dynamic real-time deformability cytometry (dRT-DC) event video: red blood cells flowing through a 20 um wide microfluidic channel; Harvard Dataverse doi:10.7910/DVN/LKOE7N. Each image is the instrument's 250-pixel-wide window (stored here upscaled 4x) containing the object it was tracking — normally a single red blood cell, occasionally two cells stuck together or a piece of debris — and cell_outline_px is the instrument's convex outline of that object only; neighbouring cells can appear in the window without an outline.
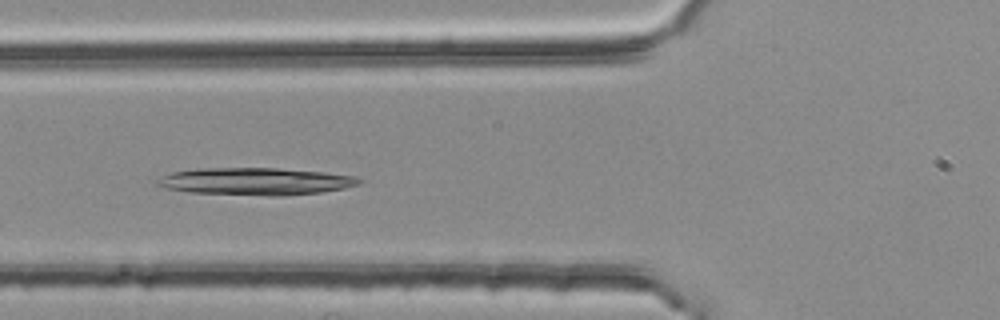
{"species": "common noctule bat (a hibernating species)", "species_latin": "Nyctalus noctula", "temperature_condition": "room temperature", "stored_images_in_passage": 36, "camera_frame_rate_fps": 3000, "um_per_image_px": 0.085, "animal": {"sex": "female", "body_mass_g": 25.1}, "frame": {"image": 1, "passage_image": 6, "time_ms": 1.667, "image_size_px": [1000, 320], "cell_outline_px": [[364, 180], [360, 184], [344, 188], [320, 192], [280, 196], [268, 196], [188, 192], [168, 188], [156, 184], [156, 180], [172, 172], [196, 168], [276, 168], [320, 172], [356, 176]], "centroid_in_image_um": [21.74, 15.42], "position_along_channel_um": 104.1, "area_um2": 31.96}}
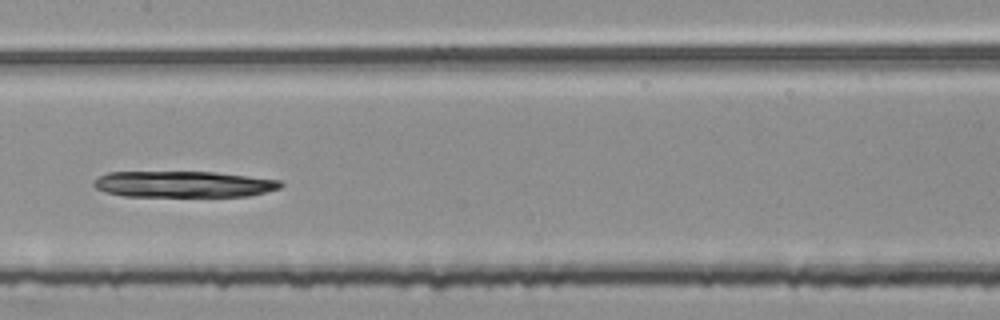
{"frame": {"image": 2, "passage_image": 13, "time_ms": 4.0, "image_size_px": [1000, 320], "cell_outline_px": [[284, 184], [280, 188], [248, 196], [124, 196], [104, 192], [96, 188], [92, 184], [100, 176], [108, 172], [212, 172], [280, 180]], "centroid_in_image_um": [15.58, 15.66], "position_along_channel_um": 191.8, "area_um2": 28.32}}
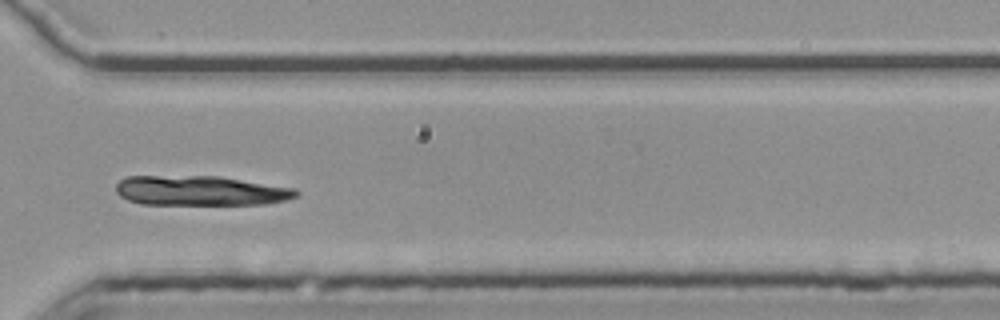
{"frame": {"image": 3, "passage_image": 26, "time_ms": 8.333, "image_size_px": [1000, 320], "cell_outline_px": [[300, 192], [296, 196], [288, 200], [264, 204], [140, 204], [128, 200], [120, 196], [116, 192], [116, 184], [120, 180], [128, 176], [216, 176], [296, 188]], "centroid_in_image_um": [17.04, 16.21], "position_along_channel_um": 353.6, "area_um2": 31.27}}